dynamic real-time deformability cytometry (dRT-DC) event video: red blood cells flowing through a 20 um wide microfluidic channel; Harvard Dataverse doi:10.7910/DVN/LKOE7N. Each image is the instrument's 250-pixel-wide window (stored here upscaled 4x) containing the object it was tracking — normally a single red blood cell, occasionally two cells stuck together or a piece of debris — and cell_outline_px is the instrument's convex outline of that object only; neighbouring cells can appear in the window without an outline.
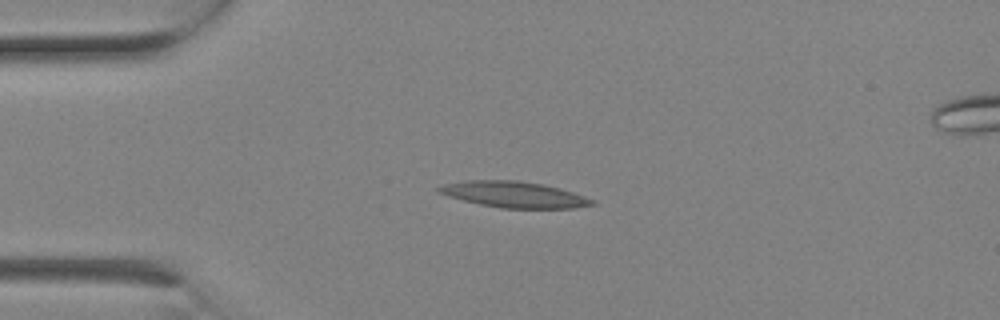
{"species": "Egyptian fruit bat (a non-hibernating species)", "species_latin": "Rousettus aegyptiacus", "temperature_condition": "room temperature", "stored_images_in_passage": 3, "camera_frame_rate_fps": 3000, "um_per_image_px": 0.085, "animal": {"sex": "female"}, "frame": {"image": 1, "passage_image": 2, "time_ms": 0.333, "image_size_px": [1000, 320], "cell_outline_px": [[596, 204], [572, 208], [500, 208], [480, 204], [448, 196], [436, 192], [436, 188], [444, 184], [464, 180], [516, 180], [544, 184], [560, 188], [596, 200]], "centroid_in_image_um": [43.68, 16.53], "position_along_channel_um": 41.3, "area_um2": 23.29}}